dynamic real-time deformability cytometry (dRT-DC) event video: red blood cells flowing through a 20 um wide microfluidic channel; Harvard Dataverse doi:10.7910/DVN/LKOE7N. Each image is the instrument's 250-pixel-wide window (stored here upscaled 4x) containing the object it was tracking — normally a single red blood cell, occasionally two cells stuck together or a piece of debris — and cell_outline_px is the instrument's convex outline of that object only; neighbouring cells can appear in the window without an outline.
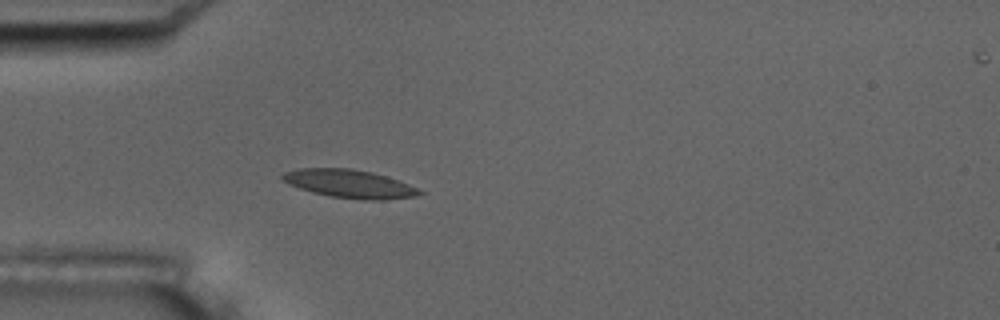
{"species": "common noctule bat (a hibernating species)", "species_latin": "Nyctalus noctula", "temperature_condition": "room temperature", "stored_images_in_passage": 5, "camera_frame_rate_fps": 3000, "um_per_image_px": 0.085, "animal": {"sex": "male", "body_mass_g": 17.5, "forearm_length_mm": 52.3}, "frame": {"image": 1, "passage_image": 4, "time_ms": 3.333, "image_size_px": [1000, 320], "cell_outline_px": [[424, 192], [416, 196], [384, 200], [364, 200], [332, 196], [312, 192], [288, 184], [280, 176], [284, 172], [300, 168], [348, 168], [372, 172], [408, 184]], "centroid_in_image_um": [29.68, 15.62], "position_along_channel_um": 55.3, "area_um2": 22.25}}